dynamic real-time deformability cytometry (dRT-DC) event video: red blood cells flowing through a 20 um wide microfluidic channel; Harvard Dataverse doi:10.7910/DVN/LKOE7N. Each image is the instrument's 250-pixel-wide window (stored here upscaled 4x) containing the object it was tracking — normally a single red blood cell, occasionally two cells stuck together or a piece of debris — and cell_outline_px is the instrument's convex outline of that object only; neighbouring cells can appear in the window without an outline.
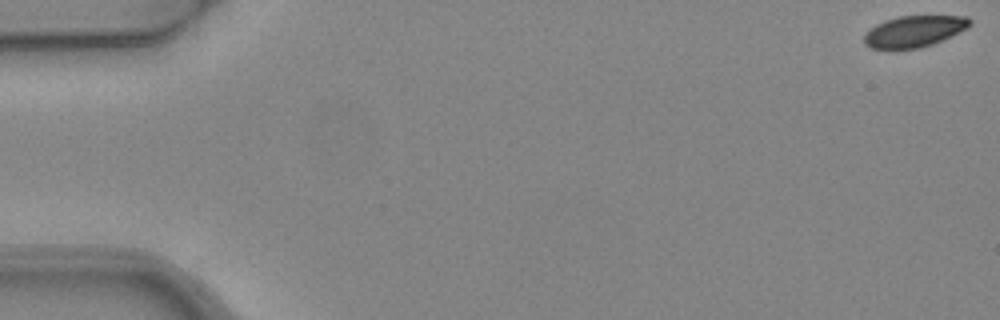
{"species": "common noctule bat (a hibernating species)", "species_latin": "Nyctalus noctula", "temperature_condition": "warm", "stored_images_in_passage": 6, "camera_frame_rate_fps": 3000, "um_per_image_px": 0.085, "animal": {"sex": "female", "body_mass_g": 24.6, "forearm_length_mm": 56.2}, "frame": {"image": 1, "passage_image": 1, "time_ms": 0.0, "image_size_px": [1000, 320], "cell_outline_px": [[972, 24], [968, 28], [932, 44], [920, 48], [872, 48], [864, 44], [864, 36], [876, 24], [884, 20], [900, 16], [968, 16], [972, 20]], "centroid_in_image_um": [77.74, 2.65], "position_along_channel_um": 7.3, "area_um2": 19.07}}
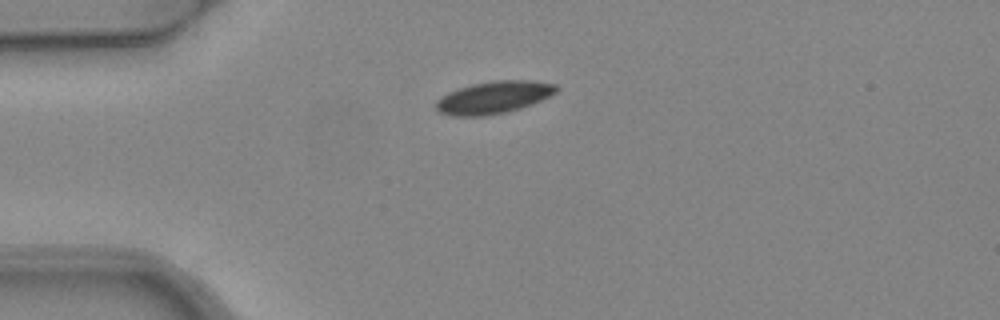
{"frame": {"image": 2, "passage_image": 4, "time_ms": 1.0, "image_size_px": [1000, 320], "cell_outline_px": [[560, 88], [556, 92], [532, 104], [508, 112], [484, 116], [452, 116], [440, 112], [436, 108], [436, 100], [440, 96], [448, 92], [472, 84], [496, 80], [532, 80], [556, 84]], "centroid_in_image_um": [41.96, 8.28], "position_along_channel_um": 43.0, "area_um2": 22.72}}
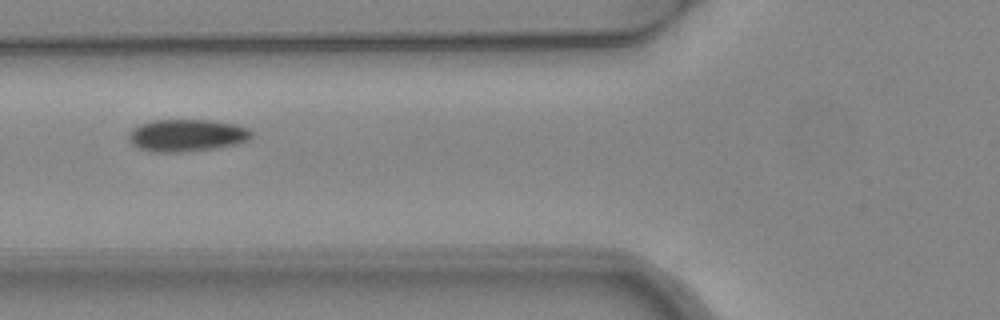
{"frame": {"image": 3, "passage_image": 6, "time_ms": 1.667, "image_size_px": [1000, 320], "cell_outline_px": [[252, 140], [240, 144], [216, 148], [188, 152], [148, 152], [136, 148], [128, 140], [128, 132], [132, 128], [140, 124], [152, 120], [212, 120], [236, 124], [248, 128], [252, 132]], "centroid_in_image_um": [15.88, 11.52], "position_along_channel_um": 109.9, "area_um2": 23.76}}